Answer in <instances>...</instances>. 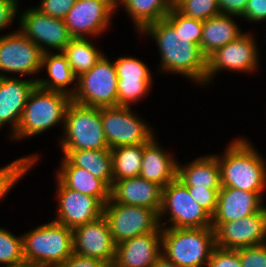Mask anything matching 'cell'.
Instances as JSON below:
<instances>
[{
  "instance_id": "6da1fadb",
  "label": "cell",
  "mask_w": 266,
  "mask_h": 267,
  "mask_svg": "<svg viewBox=\"0 0 266 267\" xmlns=\"http://www.w3.org/2000/svg\"><path fill=\"white\" fill-rule=\"evenodd\" d=\"M156 41L163 72L181 74L200 85H206L207 57L191 38L175 30L165 19L147 25L139 34Z\"/></svg>"
},
{
  "instance_id": "7a4b0ae2",
  "label": "cell",
  "mask_w": 266,
  "mask_h": 267,
  "mask_svg": "<svg viewBox=\"0 0 266 267\" xmlns=\"http://www.w3.org/2000/svg\"><path fill=\"white\" fill-rule=\"evenodd\" d=\"M248 141V142H247ZM249 140L236 138L227 146L220 165L221 187L263 193L266 189V163Z\"/></svg>"
},
{
  "instance_id": "3957f363",
  "label": "cell",
  "mask_w": 266,
  "mask_h": 267,
  "mask_svg": "<svg viewBox=\"0 0 266 267\" xmlns=\"http://www.w3.org/2000/svg\"><path fill=\"white\" fill-rule=\"evenodd\" d=\"M23 237V255L39 267H59L73 254V229L51 221Z\"/></svg>"
},
{
  "instance_id": "277c9868",
  "label": "cell",
  "mask_w": 266,
  "mask_h": 267,
  "mask_svg": "<svg viewBox=\"0 0 266 267\" xmlns=\"http://www.w3.org/2000/svg\"><path fill=\"white\" fill-rule=\"evenodd\" d=\"M72 98L58 91L39 88L37 85L30 92L16 132L10 137L24 139L44 132L62 123L65 112Z\"/></svg>"
},
{
  "instance_id": "5b68a950",
  "label": "cell",
  "mask_w": 266,
  "mask_h": 267,
  "mask_svg": "<svg viewBox=\"0 0 266 267\" xmlns=\"http://www.w3.org/2000/svg\"><path fill=\"white\" fill-rule=\"evenodd\" d=\"M215 245L212 228H162V254L178 267H204Z\"/></svg>"
},
{
  "instance_id": "8992f818",
  "label": "cell",
  "mask_w": 266,
  "mask_h": 267,
  "mask_svg": "<svg viewBox=\"0 0 266 267\" xmlns=\"http://www.w3.org/2000/svg\"><path fill=\"white\" fill-rule=\"evenodd\" d=\"M62 151L110 149L103 130L100 108L71 101L65 112Z\"/></svg>"
},
{
  "instance_id": "52a82bcc",
  "label": "cell",
  "mask_w": 266,
  "mask_h": 267,
  "mask_svg": "<svg viewBox=\"0 0 266 267\" xmlns=\"http://www.w3.org/2000/svg\"><path fill=\"white\" fill-rule=\"evenodd\" d=\"M101 56L96 64L77 78L72 101L89 107H116L118 78L114 61Z\"/></svg>"
},
{
  "instance_id": "ba28073f",
  "label": "cell",
  "mask_w": 266,
  "mask_h": 267,
  "mask_svg": "<svg viewBox=\"0 0 266 267\" xmlns=\"http://www.w3.org/2000/svg\"><path fill=\"white\" fill-rule=\"evenodd\" d=\"M167 211L168 221L172 222L169 227L166 222L160 223ZM158 218L162 228H212V216L193 200L188 188L177 178L162 189Z\"/></svg>"
},
{
  "instance_id": "9c48e42d",
  "label": "cell",
  "mask_w": 266,
  "mask_h": 267,
  "mask_svg": "<svg viewBox=\"0 0 266 267\" xmlns=\"http://www.w3.org/2000/svg\"><path fill=\"white\" fill-rule=\"evenodd\" d=\"M103 216L115 245L138 235L154 232L160 226L158 214L153 209L115 203L111 198L104 205Z\"/></svg>"
},
{
  "instance_id": "30bf717a",
  "label": "cell",
  "mask_w": 266,
  "mask_h": 267,
  "mask_svg": "<svg viewBox=\"0 0 266 267\" xmlns=\"http://www.w3.org/2000/svg\"><path fill=\"white\" fill-rule=\"evenodd\" d=\"M131 107H101V121L110 149L148 143L154 136L151 129ZM140 118V119H139Z\"/></svg>"
},
{
  "instance_id": "8fae6325",
  "label": "cell",
  "mask_w": 266,
  "mask_h": 267,
  "mask_svg": "<svg viewBox=\"0 0 266 267\" xmlns=\"http://www.w3.org/2000/svg\"><path fill=\"white\" fill-rule=\"evenodd\" d=\"M252 34L244 33L236 40L216 49L207 57L206 84L221 70L254 72L259 52Z\"/></svg>"
},
{
  "instance_id": "7c38bea8",
  "label": "cell",
  "mask_w": 266,
  "mask_h": 267,
  "mask_svg": "<svg viewBox=\"0 0 266 267\" xmlns=\"http://www.w3.org/2000/svg\"><path fill=\"white\" fill-rule=\"evenodd\" d=\"M216 247L237 250L266 243V206L239 220L212 223Z\"/></svg>"
},
{
  "instance_id": "4fadbf2b",
  "label": "cell",
  "mask_w": 266,
  "mask_h": 267,
  "mask_svg": "<svg viewBox=\"0 0 266 267\" xmlns=\"http://www.w3.org/2000/svg\"><path fill=\"white\" fill-rule=\"evenodd\" d=\"M21 15L19 24L21 29L19 30L43 53L50 52L51 48L62 52L72 39L64 19L43 14L35 7L27 9Z\"/></svg>"
},
{
  "instance_id": "5bb4252c",
  "label": "cell",
  "mask_w": 266,
  "mask_h": 267,
  "mask_svg": "<svg viewBox=\"0 0 266 267\" xmlns=\"http://www.w3.org/2000/svg\"><path fill=\"white\" fill-rule=\"evenodd\" d=\"M42 56L41 49L20 30L0 37V71L2 72L25 75L40 73Z\"/></svg>"
},
{
  "instance_id": "9a60e30c",
  "label": "cell",
  "mask_w": 266,
  "mask_h": 267,
  "mask_svg": "<svg viewBox=\"0 0 266 267\" xmlns=\"http://www.w3.org/2000/svg\"><path fill=\"white\" fill-rule=\"evenodd\" d=\"M115 10L108 0H76L64 22L72 38H88L108 28Z\"/></svg>"
},
{
  "instance_id": "2e32d148",
  "label": "cell",
  "mask_w": 266,
  "mask_h": 267,
  "mask_svg": "<svg viewBox=\"0 0 266 267\" xmlns=\"http://www.w3.org/2000/svg\"><path fill=\"white\" fill-rule=\"evenodd\" d=\"M115 251L116 245L103 215L73 229L74 253L98 259L111 267L114 263Z\"/></svg>"
},
{
  "instance_id": "e0dca14e",
  "label": "cell",
  "mask_w": 266,
  "mask_h": 267,
  "mask_svg": "<svg viewBox=\"0 0 266 267\" xmlns=\"http://www.w3.org/2000/svg\"><path fill=\"white\" fill-rule=\"evenodd\" d=\"M56 181L59 199L54 221L74 229L103 215L104 204L98 198L66 188L58 179Z\"/></svg>"
},
{
  "instance_id": "ac0fdd59",
  "label": "cell",
  "mask_w": 266,
  "mask_h": 267,
  "mask_svg": "<svg viewBox=\"0 0 266 267\" xmlns=\"http://www.w3.org/2000/svg\"><path fill=\"white\" fill-rule=\"evenodd\" d=\"M118 84L117 106L130 107L151 90L150 69L134 57H119L114 61Z\"/></svg>"
},
{
  "instance_id": "d6986e66",
  "label": "cell",
  "mask_w": 266,
  "mask_h": 267,
  "mask_svg": "<svg viewBox=\"0 0 266 267\" xmlns=\"http://www.w3.org/2000/svg\"><path fill=\"white\" fill-rule=\"evenodd\" d=\"M162 255V227L116 245L111 267H151Z\"/></svg>"
},
{
  "instance_id": "ffe728a7",
  "label": "cell",
  "mask_w": 266,
  "mask_h": 267,
  "mask_svg": "<svg viewBox=\"0 0 266 267\" xmlns=\"http://www.w3.org/2000/svg\"><path fill=\"white\" fill-rule=\"evenodd\" d=\"M37 85V80H20L6 75L0 76V128L11 123L12 133L20 123L24 107L30 92Z\"/></svg>"
},
{
  "instance_id": "44dd1931",
  "label": "cell",
  "mask_w": 266,
  "mask_h": 267,
  "mask_svg": "<svg viewBox=\"0 0 266 267\" xmlns=\"http://www.w3.org/2000/svg\"><path fill=\"white\" fill-rule=\"evenodd\" d=\"M162 189L159 184L140 176L115 181L110 189V198L115 203L143 206L157 214L161 209Z\"/></svg>"
},
{
  "instance_id": "7402d4cb",
  "label": "cell",
  "mask_w": 266,
  "mask_h": 267,
  "mask_svg": "<svg viewBox=\"0 0 266 267\" xmlns=\"http://www.w3.org/2000/svg\"><path fill=\"white\" fill-rule=\"evenodd\" d=\"M262 193L221 187L212 223H225L258 213L263 207Z\"/></svg>"
},
{
  "instance_id": "603a6c76",
  "label": "cell",
  "mask_w": 266,
  "mask_h": 267,
  "mask_svg": "<svg viewBox=\"0 0 266 267\" xmlns=\"http://www.w3.org/2000/svg\"><path fill=\"white\" fill-rule=\"evenodd\" d=\"M155 136L144 144L142 166L139 176L166 187L177 178V161L164 152Z\"/></svg>"
},
{
  "instance_id": "cb8c5ba5",
  "label": "cell",
  "mask_w": 266,
  "mask_h": 267,
  "mask_svg": "<svg viewBox=\"0 0 266 267\" xmlns=\"http://www.w3.org/2000/svg\"><path fill=\"white\" fill-rule=\"evenodd\" d=\"M177 179L187 188L220 189V165L216 155H205L184 166L177 163Z\"/></svg>"
},
{
  "instance_id": "d4e9b609",
  "label": "cell",
  "mask_w": 266,
  "mask_h": 267,
  "mask_svg": "<svg viewBox=\"0 0 266 267\" xmlns=\"http://www.w3.org/2000/svg\"><path fill=\"white\" fill-rule=\"evenodd\" d=\"M61 166H76L86 169L102 180L110 189L113 186L111 149L62 151Z\"/></svg>"
},
{
  "instance_id": "484cf974",
  "label": "cell",
  "mask_w": 266,
  "mask_h": 267,
  "mask_svg": "<svg viewBox=\"0 0 266 267\" xmlns=\"http://www.w3.org/2000/svg\"><path fill=\"white\" fill-rule=\"evenodd\" d=\"M46 68L48 76L46 79H36L37 86L44 90L63 92L71 98L77 89V76L71 69L66 56L62 52L57 54L50 52L43 53L42 69ZM76 81L75 88H67L69 84Z\"/></svg>"
},
{
  "instance_id": "4316f807",
  "label": "cell",
  "mask_w": 266,
  "mask_h": 267,
  "mask_svg": "<svg viewBox=\"0 0 266 267\" xmlns=\"http://www.w3.org/2000/svg\"><path fill=\"white\" fill-rule=\"evenodd\" d=\"M232 18V15L219 14L203 21L200 48L206 57L244 34Z\"/></svg>"
},
{
  "instance_id": "83f0119b",
  "label": "cell",
  "mask_w": 266,
  "mask_h": 267,
  "mask_svg": "<svg viewBox=\"0 0 266 267\" xmlns=\"http://www.w3.org/2000/svg\"><path fill=\"white\" fill-rule=\"evenodd\" d=\"M56 175L66 188L98 198L104 205L110 200V188L86 169L61 166Z\"/></svg>"
},
{
  "instance_id": "f1b7e54d",
  "label": "cell",
  "mask_w": 266,
  "mask_h": 267,
  "mask_svg": "<svg viewBox=\"0 0 266 267\" xmlns=\"http://www.w3.org/2000/svg\"><path fill=\"white\" fill-rule=\"evenodd\" d=\"M122 5L140 33L147 25L164 19L172 7L170 0H122Z\"/></svg>"
},
{
  "instance_id": "f546056e",
  "label": "cell",
  "mask_w": 266,
  "mask_h": 267,
  "mask_svg": "<svg viewBox=\"0 0 266 267\" xmlns=\"http://www.w3.org/2000/svg\"><path fill=\"white\" fill-rule=\"evenodd\" d=\"M62 53L77 77L90 70L103 55L88 38H72Z\"/></svg>"
},
{
  "instance_id": "4dcf8cb0",
  "label": "cell",
  "mask_w": 266,
  "mask_h": 267,
  "mask_svg": "<svg viewBox=\"0 0 266 267\" xmlns=\"http://www.w3.org/2000/svg\"><path fill=\"white\" fill-rule=\"evenodd\" d=\"M113 183L118 180L138 177L144 153V144L119 146L111 149Z\"/></svg>"
},
{
  "instance_id": "1f68e13d",
  "label": "cell",
  "mask_w": 266,
  "mask_h": 267,
  "mask_svg": "<svg viewBox=\"0 0 266 267\" xmlns=\"http://www.w3.org/2000/svg\"><path fill=\"white\" fill-rule=\"evenodd\" d=\"M38 160L37 155L25 156L16 159L8 165L0 168V199L7 196V193L12 189L26 172L31 170L32 166Z\"/></svg>"
},
{
  "instance_id": "d6a6232c",
  "label": "cell",
  "mask_w": 266,
  "mask_h": 267,
  "mask_svg": "<svg viewBox=\"0 0 266 267\" xmlns=\"http://www.w3.org/2000/svg\"><path fill=\"white\" fill-rule=\"evenodd\" d=\"M24 260L23 237L0 228V264L8 266Z\"/></svg>"
},
{
  "instance_id": "836d02e7",
  "label": "cell",
  "mask_w": 266,
  "mask_h": 267,
  "mask_svg": "<svg viewBox=\"0 0 266 267\" xmlns=\"http://www.w3.org/2000/svg\"><path fill=\"white\" fill-rule=\"evenodd\" d=\"M164 19L175 30H179L182 34L191 38L192 43L200 46L203 21L187 17L181 14L176 8H172Z\"/></svg>"
},
{
  "instance_id": "e575fe53",
  "label": "cell",
  "mask_w": 266,
  "mask_h": 267,
  "mask_svg": "<svg viewBox=\"0 0 266 267\" xmlns=\"http://www.w3.org/2000/svg\"><path fill=\"white\" fill-rule=\"evenodd\" d=\"M175 8L181 14L201 21L221 14L217 0H183Z\"/></svg>"
},
{
  "instance_id": "d590c367",
  "label": "cell",
  "mask_w": 266,
  "mask_h": 267,
  "mask_svg": "<svg viewBox=\"0 0 266 267\" xmlns=\"http://www.w3.org/2000/svg\"><path fill=\"white\" fill-rule=\"evenodd\" d=\"M237 251L242 267H266V243Z\"/></svg>"
},
{
  "instance_id": "8d00e7d4",
  "label": "cell",
  "mask_w": 266,
  "mask_h": 267,
  "mask_svg": "<svg viewBox=\"0 0 266 267\" xmlns=\"http://www.w3.org/2000/svg\"><path fill=\"white\" fill-rule=\"evenodd\" d=\"M206 267H242L237 250L215 247Z\"/></svg>"
},
{
  "instance_id": "74e56055",
  "label": "cell",
  "mask_w": 266,
  "mask_h": 267,
  "mask_svg": "<svg viewBox=\"0 0 266 267\" xmlns=\"http://www.w3.org/2000/svg\"><path fill=\"white\" fill-rule=\"evenodd\" d=\"M188 191L195 202H197L211 216L214 215L220 189L188 188Z\"/></svg>"
},
{
  "instance_id": "f35d334b",
  "label": "cell",
  "mask_w": 266,
  "mask_h": 267,
  "mask_svg": "<svg viewBox=\"0 0 266 267\" xmlns=\"http://www.w3.org/2000/svg\"><path fill=\"white\" fill-rule=\"evenodd\" d=\"M75 2L76 0H41L35 8L48 16L64 19Z\"/></svg>"
},
{
  "instance_id": "ab89813d",
  "label": "cell",
  "mask_w": 266,
  "mask_h": 267,
  "mask_svg": "<svg viewBox=\"0 0 266 267\" xmlns=\"http://www.w3.org/2000/svg\"><path fill=\"white\" fill-rule=\"evenodd\" d=\"M247 21L262 22L266 20V0H248L242 18Z\"/></svg>"
},
{
  "instance_id": "60d3db41",
  "label": "cell",
  "mask_w": 266,
  "mask_h": 267,
  "mask_svg": "<svg viewBox=\"0 0 266 267\" xmlns=\"http://www.w3.org/2000/svg\"><path fill=\"white\" fill-rule=\"evenodd\" d=\"M17 3V0H0V30L15 20L19 6Z\"/></svg>"
},
{
  "instance_id": "b9f144b4",
  "label": "cell",
  "mask_w": 266,
  "mask_h": 267,
  "mask_svg": "<svg viewBox=\"0 0 266 267\" xmlns=\"http://www.w3.org/2000/svg\"><path fill=\"white\" fill-rule=\"evenodd\" d=\"M248 0H217L221 14L242 17Z\"/></svg>"
},
{
  "instance_id": "7bdbcfd3",
  "label": "cell",
  "mask_w": 266,
  "mask_h": 267,
  "mask_svg": "<svg viewBox=\"0 0 266 267\" xmlns=\"http://www.w3.org/2000/svg\"><path fill=\"white\" fill-rule=\"evenodd\" d=\"M59 267H108L102 261L81 256L73 252V254Z\"/></svg>"
},
{
  "instance_id": "ee69618b",
  "label": "cell",
  "mask_w": 266,
  "mask_h": 267,
  "mask_svg": "<svg viewBox=\"0 0 266 267\" xmlns=\"http://www.w3.org/2000/svg\"><path fill=\"white\" fill-rule=\"evenodd\" d=\"M151 267H178L174 262L168 260L163 254Z\"/></svg>"
},
{
  "instance_id": "f6af8a7d",
  "label": "cell",
  "mask_w": 266,
  "mask_h": 267,
  "mask_svg": "<svg viewBox=\"0 0 266 267\" xmlns=\"http://www.w3.org/2000/svg\"><path fill=\"white\" fill-rule=\"evenodd\" d=\"M3 267H39L37 266L36 264H33L31 262H27L26 260L20 262V263H17V264H11V265H8V266H3Z\"/></svg>"
},
{
  "instance_id": "bcb514c9",
  "label": "cell",
  "mask_w": 266,
  "mask_h": 267,
  "mask_svg": "<svg viewBox=\"0 0 266 267\" xmlns=\"http://www.w3.org/2000/svg\"><path fill=\"white\" fill-rule=\"evenodd\" d=\"M183 0H170V5L172 8H175Z\"/></svg>"
},
{
  "instance_id": "7dc6e473",
  "label": "cell",
  "mask_w": 266,
  "mask_h": 267,
  "mask_svg": "<svg viewBox=\"0 0 266 267\" xmlns=\"http://www.w3.org/2000/svg\"><path fill=\"white\" fill-rule=\"evenodd\" d=\"M114 7L118 8V5L122 0H108Z\"/></svg>"
}]
</instances>
